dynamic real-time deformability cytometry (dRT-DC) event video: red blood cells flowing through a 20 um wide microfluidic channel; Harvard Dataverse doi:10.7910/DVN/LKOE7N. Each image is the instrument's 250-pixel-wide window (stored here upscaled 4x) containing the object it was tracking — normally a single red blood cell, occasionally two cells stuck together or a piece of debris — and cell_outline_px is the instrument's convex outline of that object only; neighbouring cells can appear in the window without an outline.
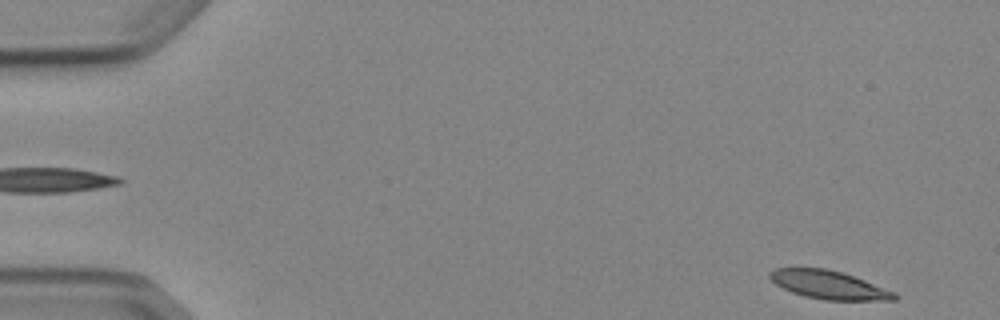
{"species": "Egyptian fruit bat (a non-hibernating species)", "species_latin": "Rousettus aegyptiacus", "temperature_condition": "cold", "stored_images_in_passage": 5, "segment_of_instrument_passage": [2, 2], "camera_frame_rate_fps": 3000, "um_per_image_px": 0.085, "animal": {"sex": "female"}, "frame": {"image": 1, "passage_image": 5, "time_ms": 4.667, "image_size_px": [1000, 320], "cell_outline_px": [[900, 296], [896, 300], [824, 300], [804, 296], [792, 292], [776, 284], [768, 276], [768, 272], [776, 268], [828, 268], [864, 280], [896, 292]], "centroid_in_image_um": [70.46, 24.22], "position_along_channel_um": 14.5, "area_um2": 20.52}}